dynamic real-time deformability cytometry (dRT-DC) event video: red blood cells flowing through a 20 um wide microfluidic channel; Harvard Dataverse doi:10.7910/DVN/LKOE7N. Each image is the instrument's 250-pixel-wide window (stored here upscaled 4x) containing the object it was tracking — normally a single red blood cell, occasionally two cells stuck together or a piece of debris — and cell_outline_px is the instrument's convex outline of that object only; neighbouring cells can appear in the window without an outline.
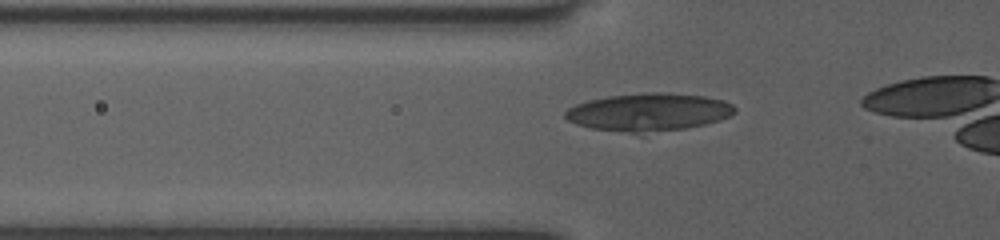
{"species": "human", "species_latin": "Homo sapiens", "temperature_condition": "room temperature", "stored_images_in_passage": 9, "camera_frame_rate_fps": 3000, "um_per_image_px": 0.085, "donor": {"sex": "female"}, "frame": {"image": 1, "passage_image": 3, "time_ms": 0.667, "image_size_px": [1000, 240], "cell_outline_px": [[736, 112], [720, 120], [688, 128], [640, 136], [592, 128], [576, 124], [568, 120], [564, 116], [564, 112], [568, 108], [576, 104], [588, 100], [608, 96], [644, 92], [668, 92], [704, 96], [724, 100], [732, 104], [736, 108]], "centroid_in_image_um": [55.13, 9.56], "position_along_channel_um": 70.7, "area_um2": 38.38}}
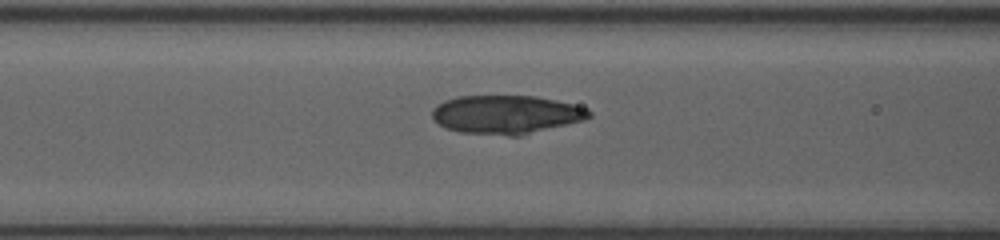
{"frame": {"image": 2, "passage_image": 7, "time_ms": 2.0, "image_size_px": [1000, 240], "cell_outline_px": [[592, 116], [584, 120], [520, 136], [508, 136], [460, 132], [448, 128], [440, 124], [432, 116], [432, 108], [436, 104], [444, 100], [456, 96], [536, 96], [556, 100], [588, 108], [592, 112]], "centroid_in_image_um": [43.04, 9.73], "position_along_channel_um": 123.6, "area_um2": 35.43}}